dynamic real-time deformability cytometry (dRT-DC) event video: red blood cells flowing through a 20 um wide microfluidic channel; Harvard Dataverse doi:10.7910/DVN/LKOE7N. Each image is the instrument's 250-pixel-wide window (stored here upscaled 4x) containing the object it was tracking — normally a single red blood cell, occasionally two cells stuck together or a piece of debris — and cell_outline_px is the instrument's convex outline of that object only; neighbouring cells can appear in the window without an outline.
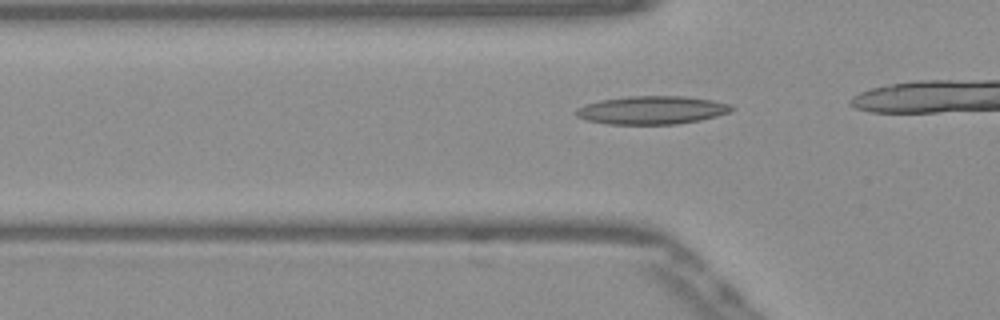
{"species": "Egyptian fruit bat (a non-hibernating species)", "species_latin": "Rousettus aegyptiacus", "temperature_condition": "warm", "stored_images_in_passage": 17, "camera_frame_rate_fps": 3000, "um_per_image_px": 0.085, "frame": {"image": 1, "passage_image": 12, "time_ms": 3.667, "image_size_px": [1000, 320], "cell_outline_px": [[736, 108], [728, 112], [716, 116], [700, 120], [676, 124], [608, 124], [588, 120], [576, 116], [572, 112], [576, 108], [584, 104], [600, 100], [628, 96], [684, 96], [712, 100], [732, 104]], "centroid_in_image_um": [55.39, 9.35], "position_along_channel_um": 70.4, "area_um2": 25.72}}
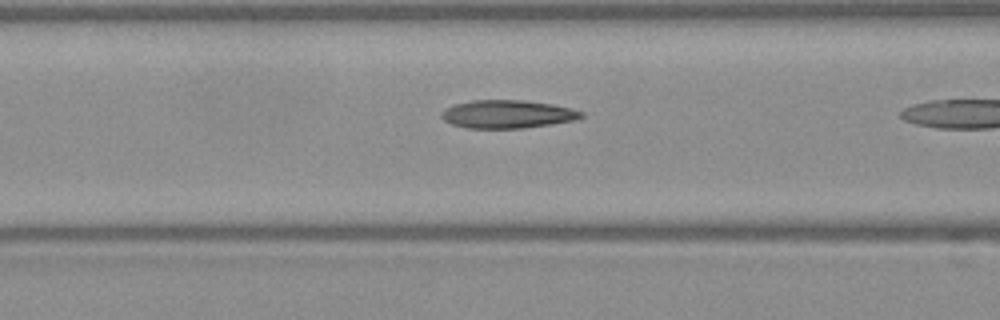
{"frame": {"image": 2, "passage_image": 16, "time_ms": 5.0, "image_size_px": [1000, 320], "cell_outline_px": [[584, 116], [572, 120], [552, 124], [524, 128], [468, 128], [452, 124], [444, 120], [440, 116], [440, 112], [456, 104], [472, 100], [524, 100], [552, 104], [584, 112]], "centroid_in_image_um": [43.12, 9.7], "position_along_channel_um": 123.5, "area_um2": 22.72}}